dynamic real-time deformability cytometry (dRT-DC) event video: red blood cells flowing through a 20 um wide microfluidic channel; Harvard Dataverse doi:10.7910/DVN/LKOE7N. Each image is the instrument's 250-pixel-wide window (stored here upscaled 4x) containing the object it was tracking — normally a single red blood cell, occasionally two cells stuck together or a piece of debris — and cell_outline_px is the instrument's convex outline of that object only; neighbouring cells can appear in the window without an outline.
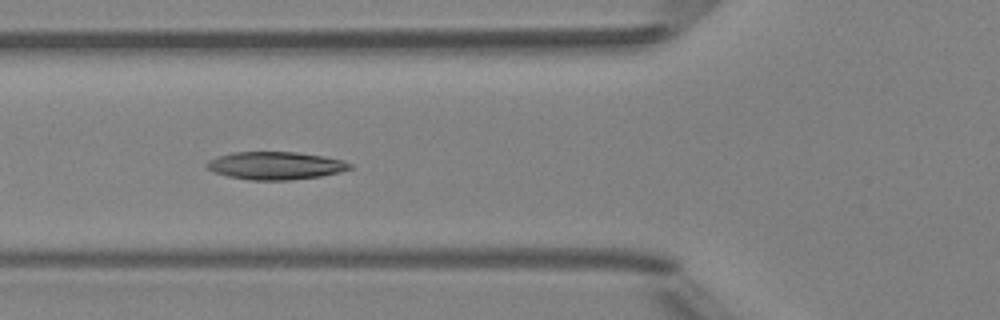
{"species": "Egyptian fruit bat (a non-hibernating species)", "species_latin": "Rousettus aegyptiacus", "temperature_condition": "room temperature", "stored_images_in_passage": 7, "camera_frame_rate_fps": 3000, "um_per_image_px": 0.085, "animal": {"sex": "female"}, "frame": {"image": 1, "passage_image": 5, "time_ms": 4.667, "image_size_px": [1000, 320], "cell_outline_px": [[352, 168], [340, 172], [320, 176], [288, 180], [252, 180], [228, 176], [216, 172], [208, 168], [204, 164], [208, 160], [232, 152], [296, 152], [324, 156], [344, 160], [352, 164]], "centroid_in_image_um": [23.45, 14.07], "position_along_channel_um": 102.4, "area_um2": 23.06}}
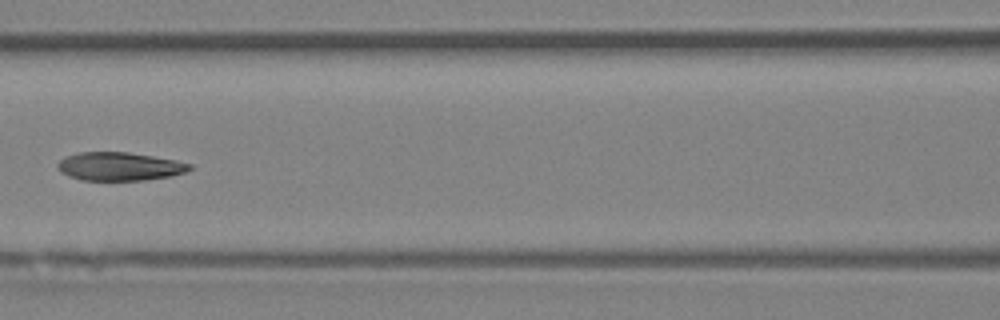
{"frame": {"image": 2, "passage_image": 6, "time_ms": 6.0, "image_size_px": [1000, 320], "cell_outline_px": [[192, 168], [188, 172], [172, 176], [144, 180], [80, 180], [68, 176], [60, 172], [56, 168], [56, 164], [60, 160], [68, 156], [80, 152], [128, 152], [176, 160], [192, 164]], "centroid_in_image_um": [10.17, 14.15], "position_along_channel_um": 156.4, "area_um2": 21.96}}
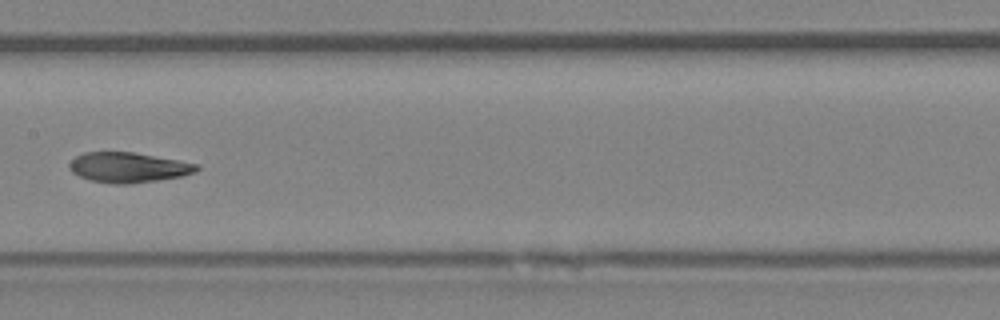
{"frame": {"image": 3, "passage_image": 7, "time_ms": 7.0, "image_size_px": [1000, 320], "cell_outline_px": [[200, 168], [196, 172], [184, 176], [132, 184], [112, 184], [88, 180], [72, 172], [68, 168], [68, 164], [76, 156], [84, 152], [132, 152], [200, 164]], "centroid_in_image_um": [10.91, 14.24], "position_along_channel_um": 196.5, "area_um2": 22.54}}